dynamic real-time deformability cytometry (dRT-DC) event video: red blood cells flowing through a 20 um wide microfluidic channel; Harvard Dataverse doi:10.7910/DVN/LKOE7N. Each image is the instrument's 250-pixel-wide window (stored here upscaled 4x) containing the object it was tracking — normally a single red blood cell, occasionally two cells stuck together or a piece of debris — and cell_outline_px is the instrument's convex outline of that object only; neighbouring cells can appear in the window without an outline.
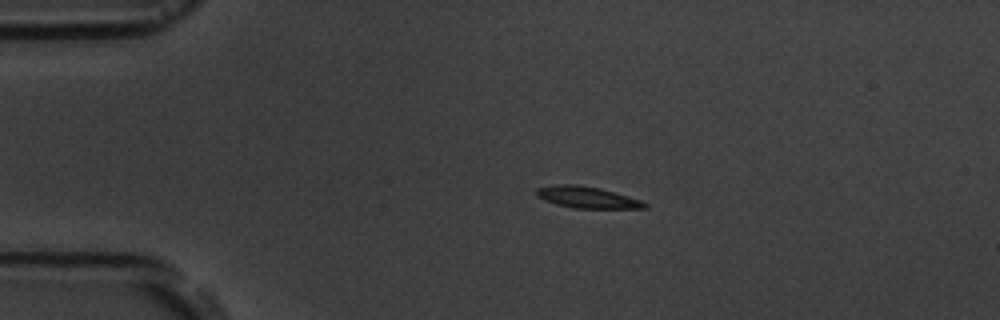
{"species": "common noctule bat (a hibernating species)", "species_latin": "Nyctalus noctula", "temperature_condition": "room temperature", "stored_images_in_passage": 7, "camera_frame_rate_fps": 3000, "um_per_image_px": 0.085, "animal": {"sex": "male", "body_mass_g": 19.5, "forearm_length_mm": 54.6}, "frame": {"image": 1, "passage_image": 3, "time_ms": 2.333, "image_size_px": [1000, 320], "cell_outline_px": [[648, 208], [572, 208], [556, 204], [544, 200], [536, 196], [536, 188], [556, 184], [576, 184], [600, 188], [628, 196], [640, 200], [648, 204]], "centroid_in_image_um": [49.87, 16.77], "position_along_channel_um": 35.1, "area_um2": 13.58}}
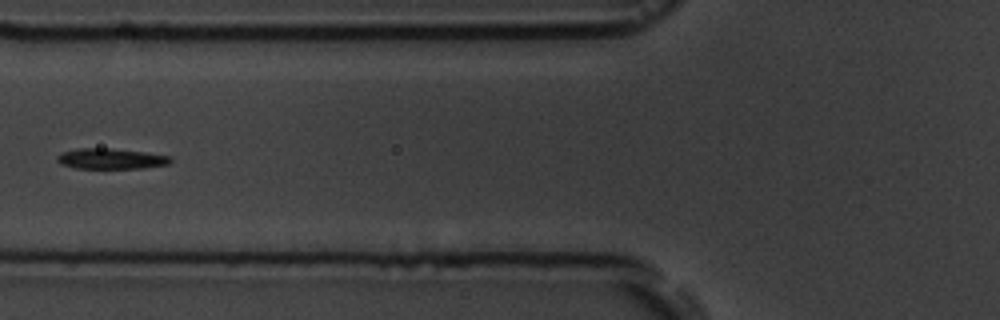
{"frame": {"image": 2, "passage_image": 6, "time_ms": 5.667, "image_size_px": [1000, 320], "cell_outline_px": [[172, 160], [168, 164], [144, 168], [76, 168], [60, 164], [56, 160], [56, 156], [60, 152], [76, 148], [112, 148], [144, 152], [172, 156]], "centroid_in_image_um": [9.39, 13.48], "position_along_channel_um": 116.4, "area_um2": 13.76}}
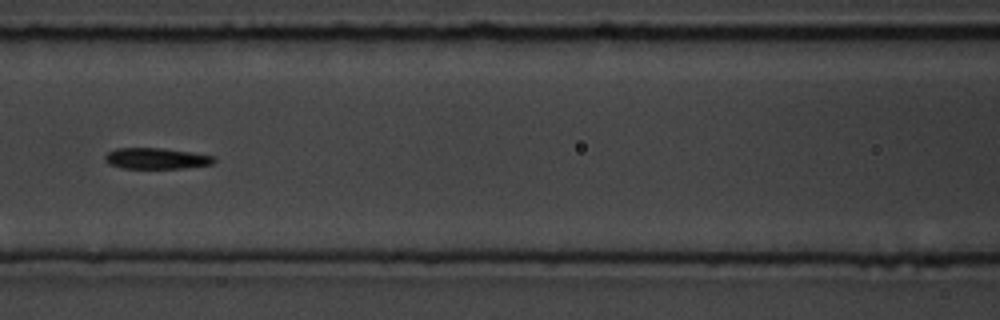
{"frame": {"image": 3, "passage_image": 7, "time_ms": 6.667, "image_size_px": [1000, 320], "cell_outline_px": [[216, 160], [212, 164], [184, 168], [124, 168], [108, 164], [104, 160], [104, 156], [108, 152], [116, 148], [160, 148], [192, 152], [216, 156]], "centroid_in_image_um": [13.29, 13.46], "position_along_channel_um": 153.3, "area_um2": 13.41}}